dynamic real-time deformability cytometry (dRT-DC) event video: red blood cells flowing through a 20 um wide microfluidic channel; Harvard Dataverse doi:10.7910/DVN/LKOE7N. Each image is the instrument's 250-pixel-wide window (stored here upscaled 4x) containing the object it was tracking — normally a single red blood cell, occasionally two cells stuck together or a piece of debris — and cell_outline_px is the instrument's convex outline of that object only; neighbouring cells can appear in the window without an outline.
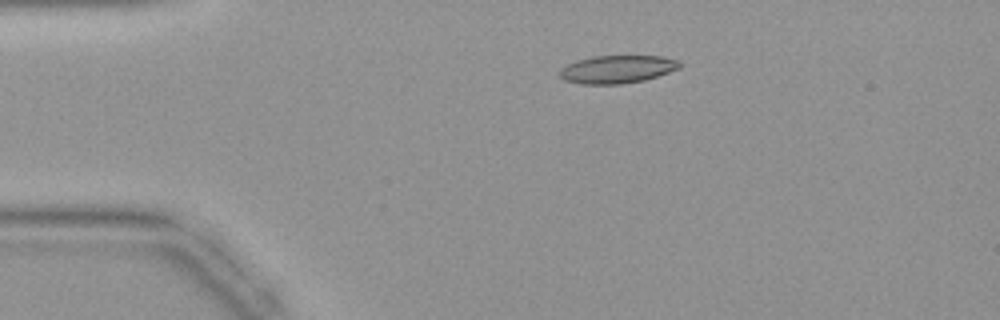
{"species": "common noctule bat (a hibernating species)", "species_latin": "Nyctalus noctula", "temperature_condition": "warm", "stored_images_in_passage": 44, "camera_frame_rate_fps": 3000, "um_per_image_px": 0.085, "animal": {"sex": "female", "body_mass_g": 19.9}, "frame": {"image": 1, "passage_image": 9, "time_ms": 2.667, "image_size_px": [1000, 320], "cell_outline_px": [[680, 68], [644, 80], [620, 84], [580, 84], [564, 80], [560, 76], [560, 68], [568, 64], [592, 56], [664, 56], [680, 60]], "centroid_in_image_um": [52.47, 5.88], "position_along_channel_um": 32.5, "area_um2": 19.42}}
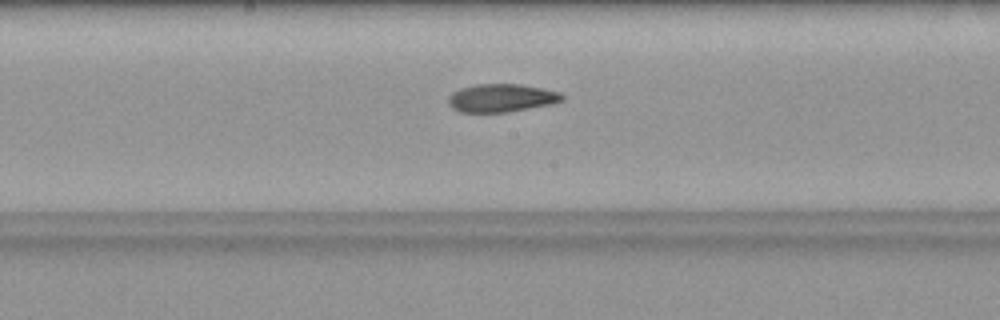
{"frame": {"image": 2, "passage_image": 23, "time_ms": 7.333, "image_size_px": [1000, 320], "cell_outline_px": [[564, 100], [552, 104], [508, 112], [460, 112], [452, 108], [448, 104], [448, 96], [452, 92], [460, 88], [476, 84], [520, 84], [560, 92], [564, 96]], "centroid_in_image_um": [42.6, 8.33], "position_along_channel_um": 205.6, "area_um2": 18.73}}
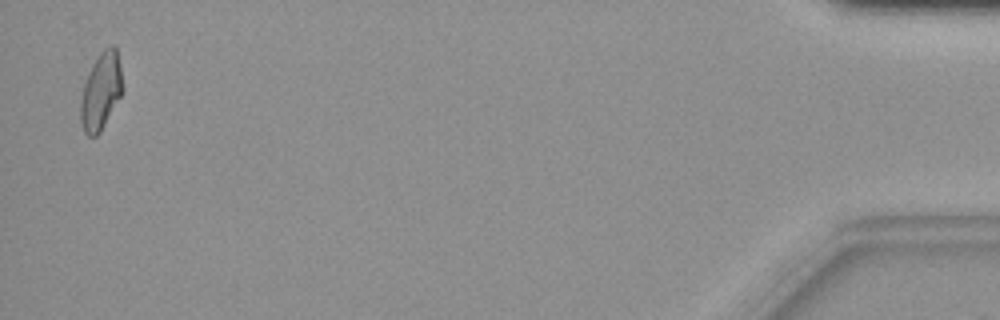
{"frame": {"image": 3, "passage_image": 43, "time_ms": 14.0, "image_size_px": [1000, 320], "cell_outline_px": [[124, 92], [100, 132], [96, 136], [88, 136], [84, 132], [80, 120], [80, 104], [84, 84], [88, 72], [96, 56], [104, 48], [112, 44], [116, 48], [124, 88]], "centroid_in_image_um": [8.59, 7.75], "position_along_channel_um": 426.6, "area_um2": 19.07}}